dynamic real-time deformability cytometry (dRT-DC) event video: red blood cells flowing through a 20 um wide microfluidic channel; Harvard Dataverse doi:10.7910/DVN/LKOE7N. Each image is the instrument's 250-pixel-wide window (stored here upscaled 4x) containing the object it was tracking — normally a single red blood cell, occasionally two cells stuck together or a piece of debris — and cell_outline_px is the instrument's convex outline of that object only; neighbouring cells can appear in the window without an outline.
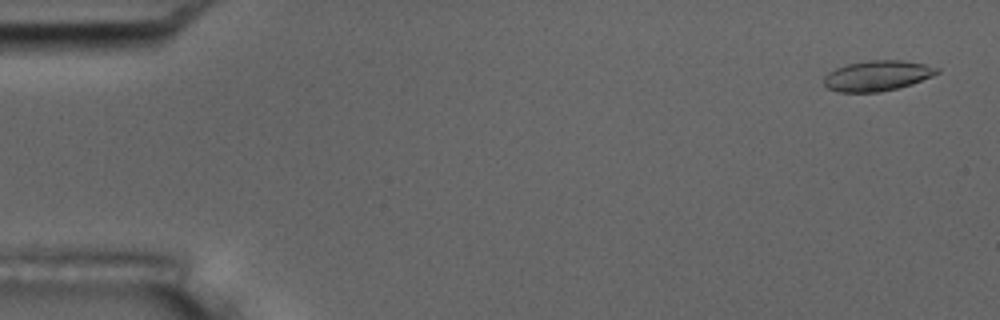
{"species": "common noctule bat (a hibernating species)", "species_latin": "Nyctalus noctula", "temperature_condition": "room temperature", "stored_images_in_passage": 54, "camera_frame_rate_fps": 3000, "um_per_image_px": 0.085, "animal": {"sex": "male", "body_mass_g": 17.5, "forearm_length_mm": 52.3}, "frame": {"image": 1, "passage_image": 2, "time_ms": 0.333, "image_size_px": [1000, 320], "cell_outline_px": [[940, 72], [932, 76], [912, 84], [880, 92], [836, 92], [828, 88], [824, 84], [824, 76], [828, 72], [836, 68], [848, 64], [868, 60], [900, 60], [924, 64], [940, 68]], "centroid_in_image_um": [74.56, 6.44], "position_along_channel_um": 10.4, "area_um2": 20.0}}
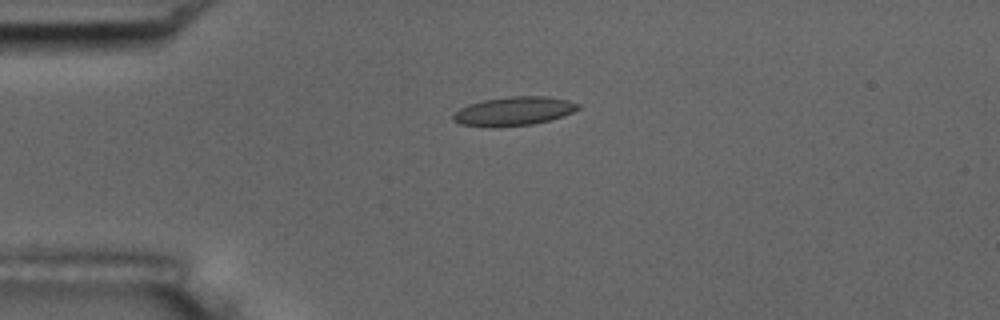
{"frame": {"image": 2, "passage_image": 13, "time_ms": 4.0, "image_size_px": [1000, 320], "cell_outline_px": [[580, 108], [572, 112], [548, 120], [532, 124], [492, 128], [460, 124], [452, 120], [452, 116], [460, 108], [468, 104], [484, 100], [508, 96], [548, 96], [568, 100], [580, 104]], "centroid_in_image_um": [43.64, 9.45], "position_along_channel_um": 41.4, "area_um2": 21.04}}
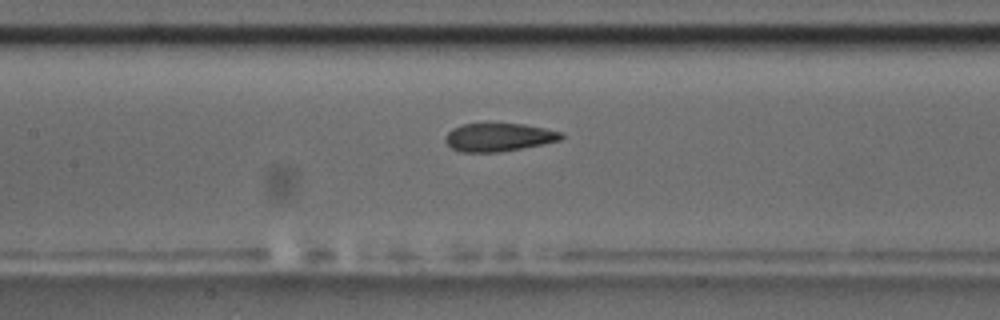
{"frame": {"image": 3, "passage_image": 25, "time_ms": 8.0, "image_size_px": [1000, 320], "cell_outline_px": [[564, 136], [560, 140], [544, 144], [500, 152], [460, 152], [452, 148], [444, 140], [448, 132], [452, 128], [460, 124], [524, 124], [564, 132]], "centroid_in_image_um": [42.4, 11.67], "position_along_channel_um": 165.0, "area_um2": 19.07}, "authors_computed_cell_mechanics": {"area_um2": 20.0566, "velocity_mm_per_s": 3.7102, "shape_relaxation_time_tau1_ms": 3.9707, "shape_relaxation_time_tau2_ms": 1.8341, "deformation_change_tau1": 0.1528, "deformation_change_tau2": 0.0911}}